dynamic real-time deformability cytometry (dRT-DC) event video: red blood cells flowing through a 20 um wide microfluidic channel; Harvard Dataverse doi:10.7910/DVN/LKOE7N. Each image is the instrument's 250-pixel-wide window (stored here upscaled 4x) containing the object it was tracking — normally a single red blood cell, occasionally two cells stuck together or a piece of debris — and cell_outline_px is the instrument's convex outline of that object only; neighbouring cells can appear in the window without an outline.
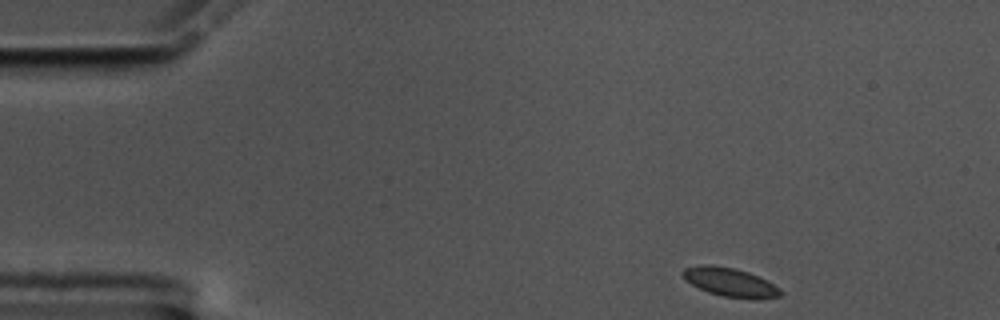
{"species": "common noctule bat (a hibernating species)", "species_latin": "Nyctalus noctula", "temperature_condition": "cold", "stored_images_in_passage": 52, "camera_frame_rate_fps": 3000, "um_per_image_px": 0.085, "animal": {"sex": "male", "body_mass_g": 17.5, "forearm_length_mm": 52.3}, "frame": {"image": 1, "passage_image": 1, "time_ms": 0.0, "image_size_px": [1000, 320], "cell_outline_px": [[784, 292], [780, 296], [724, 296], [708, 292], [692, 284], [680, 272], [684, 268], [704, 264], [708, 264], [732, 268], [748, 272], [780, 288]], "centroid_in_image_um": [61.98, 23.94], "position_along_channel_um": 23.0, "area_um2": 15.32}}
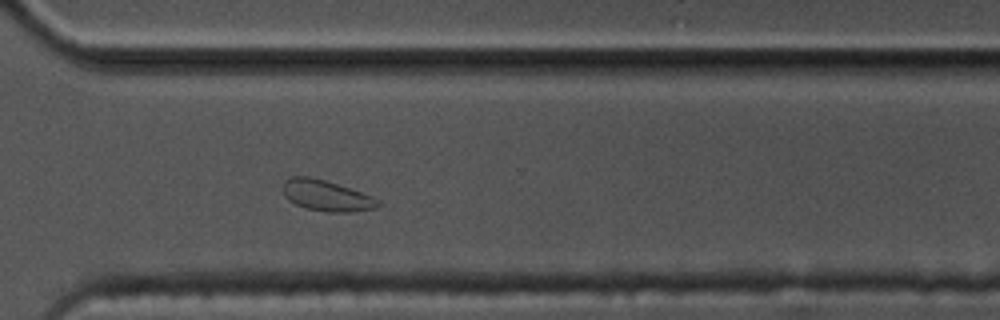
{"frame": {"image": 2, "passage_image": 36, "time_ms": 11.667, "image_size_px": [1000, 320], "cell_outline_px": [[380, 204], [376, 208], [352, 212], [328, 212], [304, 208], [288, 200], [284, 196], [284, 180], [292, 176], [308, 176], [324, 180], [372, 196], [380, 200]], "centroid_in_image_um": [27.74, 16.64], "position_along_channel_um": 342.9, "area_um2": 16.99}}
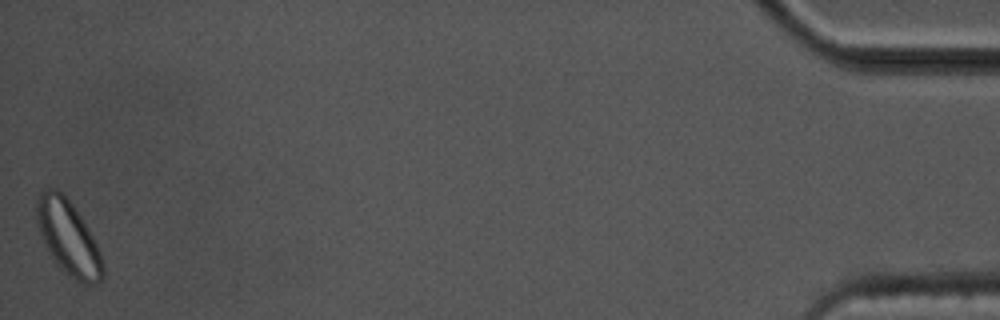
{"frame": {"image": 3, "passage_image": 52, "time_ms": 17.0, "image_size_px": [1000, 320], "cell_outline_px": [[104, 276], [96, 284], [84, 284], [76, 280], [56, 264], [44, 244], [36, 224], [36, 200], [40, 192], [44, 188], [56, 188], [72, 204], [80, 216], [92, 236], [100, 252], [104, 264]], "centroid_in_image_um": [5.78, 20.2], "position_along_channel_um": 429.4, "area_um2": 28.55}, "authors_computed_cell_mechanics": {"area_um2": 16.4152, "velocity_mm_per_s": 3.397, "shape_relaxation_time_tau1_ms": 1.8939, "shape_relaxation_time_tau2_ms": 3.9336, "deformation_change_tau1": 0.0571, "deformation_change_tau2": 0.076}}